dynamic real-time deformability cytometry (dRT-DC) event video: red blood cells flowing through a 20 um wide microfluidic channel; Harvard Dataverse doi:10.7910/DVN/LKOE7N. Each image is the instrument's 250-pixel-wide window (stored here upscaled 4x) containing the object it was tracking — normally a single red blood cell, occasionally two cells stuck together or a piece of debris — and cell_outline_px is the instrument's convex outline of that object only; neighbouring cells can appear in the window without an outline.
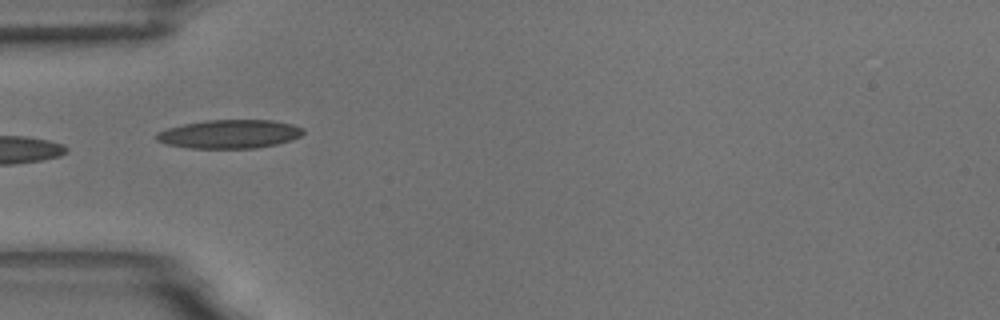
{"species": "common noctule bat (a hibernating species)", "species_latin": "Nyctalus noctula", "temperature_condition": "room temperature", "stored_images_in_passage": 27, "camera_frame_rate_fps": 3000, "um_per_image_px": 0.085, "animal": {"sex": "male", "body_mass_g": 18.8}, "frame": {"image": 1, "passage_image": 1, "time_ms": 0.0, "image_size_px": [1000, 320], "cell_outline_px": [[304, 132], [300, 136], [292, 140], [276, 144], [256, 148], [188, 148], [168, 144], [156, 140], [156, 132], [168, 128], [184, 124], [204, 120], [272, 120], [292, 124], [304, 128]], "centroid_in_image_um": [19.52, 11.39], "position_along_channel_um": 65.5, "area_um2": 24.51}, "authors_computed_cell_mechanics": {"area_um2": 18.9584, "velocity_mm_per_s": 3.4515, "shape_relaxation_time_tau1_ms": null, "shape_relaxation_time_tau2_ms": 1.2977, "deformation_change_tau1": null, "deformation_change_tau2": 0.0578}}